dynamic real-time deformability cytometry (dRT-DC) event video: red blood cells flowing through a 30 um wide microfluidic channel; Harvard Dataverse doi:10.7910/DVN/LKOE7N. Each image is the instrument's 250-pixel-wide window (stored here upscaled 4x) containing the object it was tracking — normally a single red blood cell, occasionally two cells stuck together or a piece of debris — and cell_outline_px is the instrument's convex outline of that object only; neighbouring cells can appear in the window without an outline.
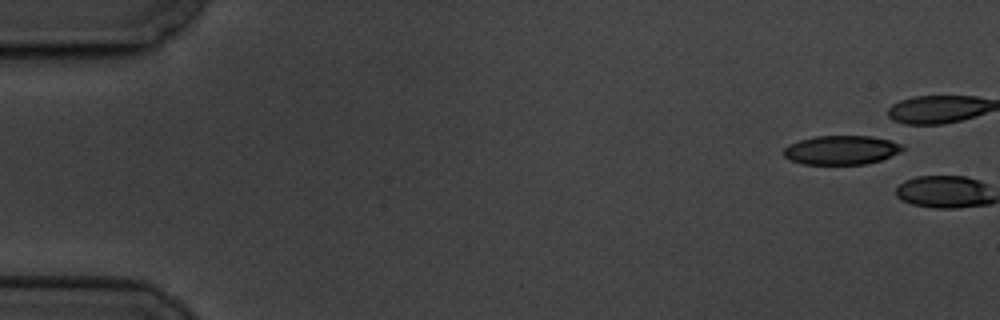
{"species": "common noctule bat (a hibernating species)", "species_latin": "Nyctalus noctula", "temperature_condition": "cold", "stored_images_in_passage": 2, "camera_frame_rate_fps": 3000, "um_per_image_px": 0.085, "animal": {"sex": "male", "body_mass_g": 19.5, "forearm_length_mm": 54.6}, "frame": {"image": 1, "passage_image": 1, "time_ms": 0.0, "image_size_px": [1000, 320], "cell_outline_px": [[904, 148], [900, 152], [880, 160], [864, 164], [804, 164], [792, 160], [784, 156], [784, 148], [788, 144], [800, 140], [816, 136], [872, 136], [888, 140], [900, 144]], "centroid_in_image_um": [71.49, 12.75], "position_along_channel_um": 13.5, "area_um2": 19.88}}